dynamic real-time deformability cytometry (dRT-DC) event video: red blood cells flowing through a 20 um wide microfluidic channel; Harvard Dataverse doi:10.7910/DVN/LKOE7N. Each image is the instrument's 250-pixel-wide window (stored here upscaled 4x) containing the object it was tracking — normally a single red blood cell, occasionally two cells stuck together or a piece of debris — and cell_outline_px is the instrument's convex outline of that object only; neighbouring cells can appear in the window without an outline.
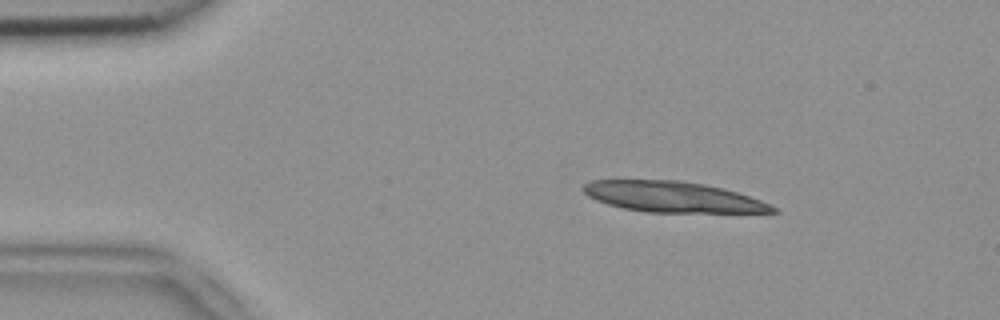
{"species": "common noctule bat (a hibernating species)", "species_latin": "Nyctalus noctula", "temperature_condition": "room temperature", "stored_images_in_passage": 3, "camera_frame_rate_fps": 3000, "um_per_image_px": 0.085, "animal": {"sex": "female", "body_mass_g": 18.4}, "frame": {"image": 1, "passage_image": 1, "time_ms": 0.0, "image_size_px": [1000, 320], "cell_outline_px": [[780, 212], [644, 212], [624, 208], [608, 204], [596, 200], [588, 196], [580, 188], [584, 184], [592, 180], [680, 180], [704, 184], [724, 188], [760, 200], [776, 208]], "centroid_in_image_um": [57.13, 16.73], "position_along_channel_um": 27.9, "area_um2": 33.64}}